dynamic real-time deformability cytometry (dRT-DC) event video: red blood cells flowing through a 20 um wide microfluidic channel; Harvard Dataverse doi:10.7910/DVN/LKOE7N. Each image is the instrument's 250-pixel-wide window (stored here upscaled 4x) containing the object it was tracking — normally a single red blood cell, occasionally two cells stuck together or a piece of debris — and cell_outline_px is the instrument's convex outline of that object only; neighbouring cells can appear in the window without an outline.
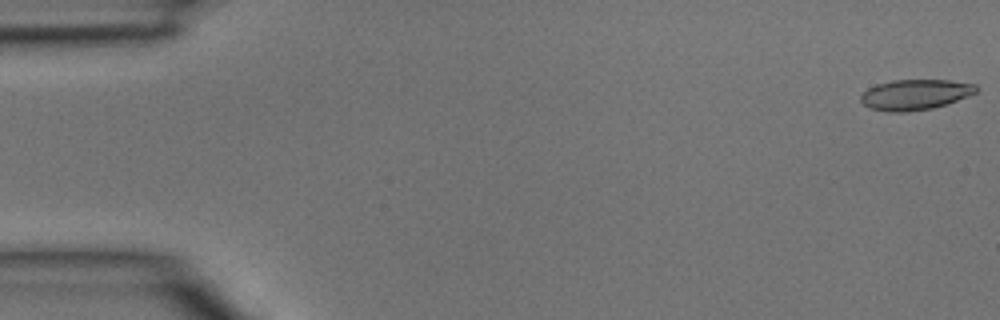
{"species": "common noctule bat (a hibernating species)", "species_latin": "Nyctalus noctula", "temperature_condition": "room temperature", "stored_images_in_passage": 4, "camera_frame_rate_fps": 3000, "um_per_image_px": 0.085, "animal": {"sex": "male", "body_mass_g": 15.6}, "frame": {"image": 1, "passage_image": 1, "time_ms": 0.0, "image_size_px": [1000, 320], "cell_outline_px": [[980, 88], [976, 92], [948, 104], [932, 108], [904, 112], [888, 112], [872, 108], [864, 104], [860, 100], [860, 96], [868, 88], [876, 84], [892, 80], [948, 80], [976, 84]], "centroid_in_image_um": [77.8, 8.03], "position_along_channel_um": 7.2, "area_um2": 20.46}}
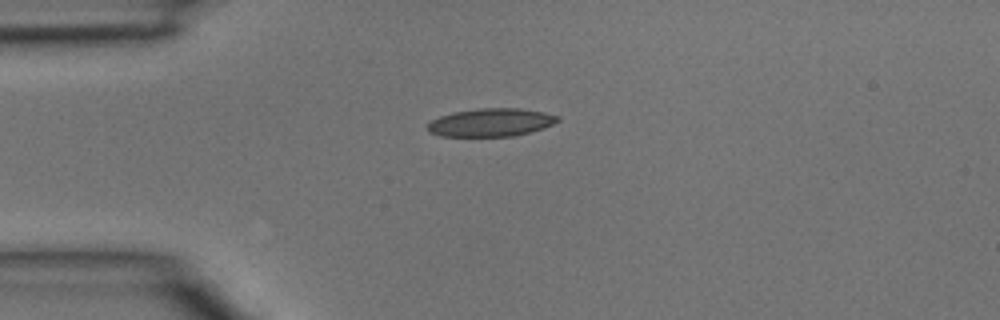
{"frame": {"image": 2, "passage_image": 4, "time_ms": 1.0, "image_size_px": [1000, 320], "cell_outline_px": [[560, 120], [544, 128], [512, 136], [440, 136], [428, 132], [424, 128], [432, 120], [440, 116], [452, 112], [480, 108], [520, 108], [544, 112], [560, 116]], "centroid_in_image_um": [41.7, 10.4], "position_along_channel_um": 43.3, "area_um2": 21.39}}